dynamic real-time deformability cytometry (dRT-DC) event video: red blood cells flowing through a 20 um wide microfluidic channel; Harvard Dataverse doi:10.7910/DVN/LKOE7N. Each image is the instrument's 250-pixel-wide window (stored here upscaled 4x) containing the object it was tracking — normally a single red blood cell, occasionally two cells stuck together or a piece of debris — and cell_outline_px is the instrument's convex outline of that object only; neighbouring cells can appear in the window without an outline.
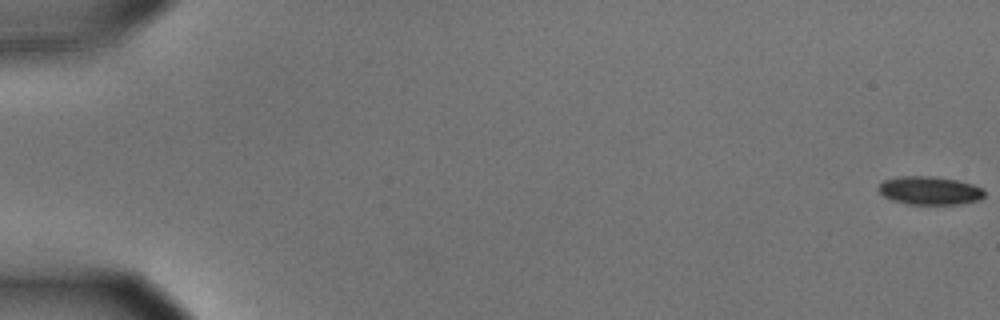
{"species": "common noctule bat (a hibernating species)", "species_latin": "Nyctalus noctula", "temperature_condition": "cold", "stored_images_in_passage": 58, "camera_frame_rate_fps": 3000, "um_per_image_px": 0.085, "animal": {"sex": "male", "body_mass_g": 15.6}, "frame": {"image": 1, "passage_image": 1, "time_ms": 0.0, "image_size_px": [1000, 320], "cell_outline_px": [[984, 196], [980, 200], [960, 204], [908, 204], [892, 200], [884, 196], [876, 188], [884, 180], [900, 176], [932, 176], [956, 180], [972, 184], [984, 188]], "centroid_in_image_um": [79.03, 16.2], "position_along_channel_um": 6.0, "area_um2": 17.51}}
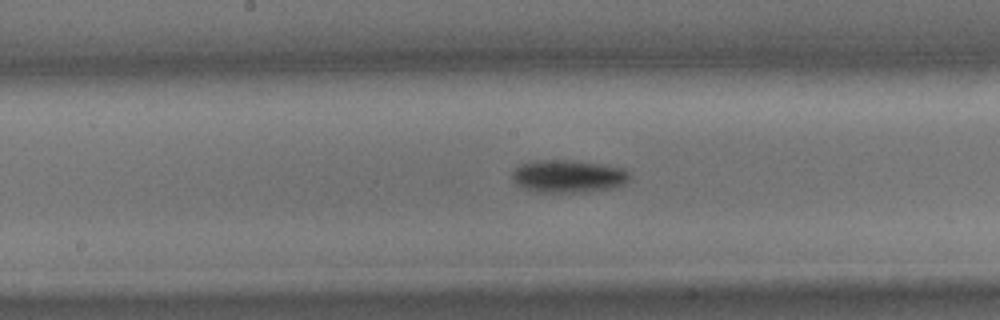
{"frame": {"image": 2, "passage_image": 31, "time_ms": 10.0, "image_size_px": [1000, 320], "cell_outline_px": [[628, 180], [624, 184], [608, 188], [580, 192], [536, 192], [524, 188], [516, 184], [512, 180], [512, 172], [520, 164], [544, 160], [564, 160], [596, 164], [624, 168], [628, 172]], "centroid_in_image_um": [48.24, 14.99], "position_along_channel_um": 200.0, "area_um2": 21.85}}
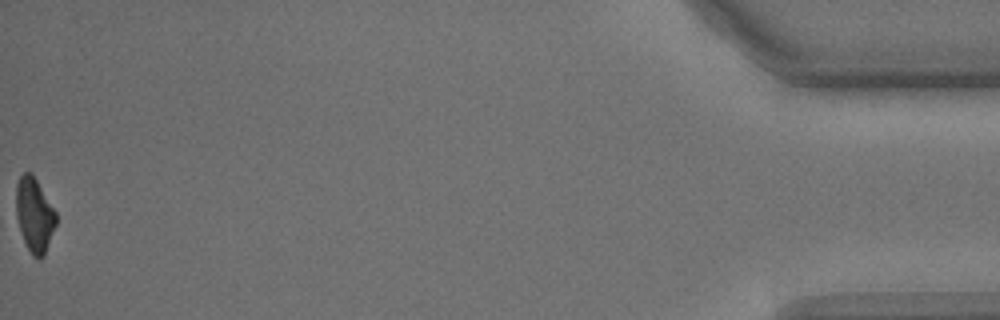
{"frame": {"image": 3, "passage_image": 58, "time_ms": 19.0, "image_size_px": [1000, 320], "cell_outline_px": [[56, 224], [44, 256], [40, 260], [32, 256], [24, 240], [16, 216], [16, 184], [20, 176], [24, 172], [32, 172], [56, 212]], "centroid_in_image_um": [2.93, 18.26], "position_along_channel_um": 432.3, "area_um2": 17.22}, "authors_computed_cell_mechanics": {"area_um2": 20.519, "velocity_mm_per_s": 3.5919, "shape_relaxation_time_tau1_ms": 1.9752, "shape_relaxation_time_tau2_ms": null, "deformation_change_tau1": 0.1021, "deformation_change_tau2": null}}